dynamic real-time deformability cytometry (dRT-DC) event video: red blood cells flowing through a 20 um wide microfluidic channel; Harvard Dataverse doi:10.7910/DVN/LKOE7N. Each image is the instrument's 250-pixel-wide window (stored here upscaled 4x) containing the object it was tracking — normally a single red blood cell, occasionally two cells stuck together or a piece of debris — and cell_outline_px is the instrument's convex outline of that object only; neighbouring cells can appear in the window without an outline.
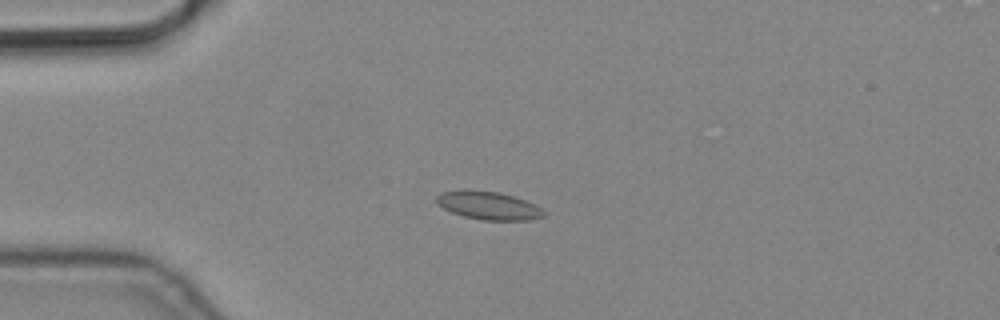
{"species": "common noctule bat (a hibernating species)", "species_latin": "Nyctalus noctula", "temperature_condition": "cold", "stored_images_in_passage": 8, "camera_frame_rate_fps": 3000, "um_per_image_px": 0.085, "animal": {"sex": "male", "body_mass_g": 19.2, "forearm_length_mm": 51.8}, "frame": {"image": 1, "passage_image": 3, "time_ms": 0.667, "image_size_px": [1000, 320], "cell_outline_px": [[544, 216], [528, 220], [484, 220], [464, 216], [452, 212], [444, 208], [436, 200], [436, 196], [440, 192], [464, 188], [496, 192], [512, 196], [536, 204], [544, 212]], "centroid_in_image_um": [41.49, 17.45], "position_along_channel_um": 43.5, "area_um2": 17.51}}
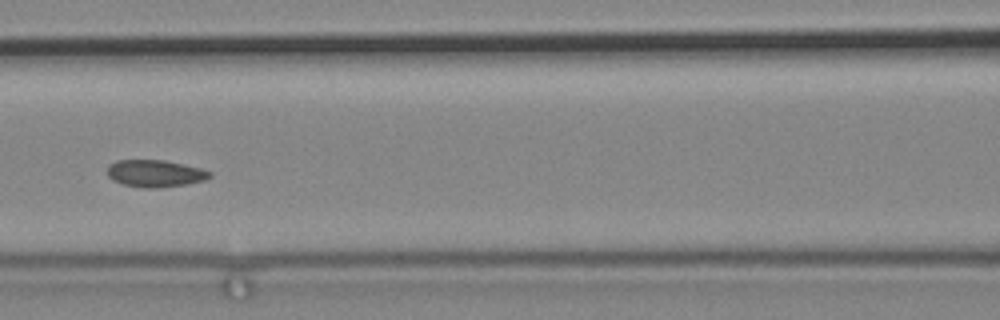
{"frame": {"image": 2, "passage_image": 6, "time_ms": 1.667, "image_size_px": [1000, 320], "cell_outline_px": [[212, 176], [204, 180], [188, 184], [156, 188], [144, 188], [124, 184], [112, 180], [108, 176], [108, 164], [116, 160], [164, 160], [200, 168], [212, 172]], "centroid_in_image_um": [13.18, 14.74], "position_along_channel_um": 153.4, "area_um2": 16.18}}
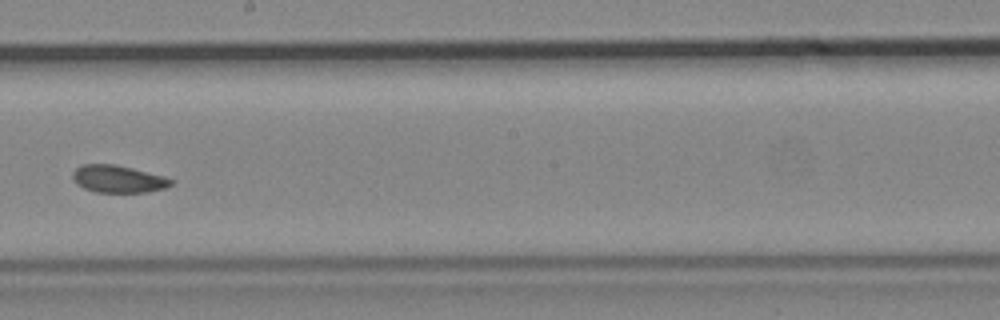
{"frame": {"image": 3, "passage_image": 8, "time_ms": 2.333, "image_size_px": [1000, 320], "cell_outline_px": [[176, 180], [172, 184], [164, 188], [148, 192], [96, 192], [84, 188], [76, 184], [72, 176], [72, 172], [76, 168], [84, 164], [116, 164], [164, 176]], "centroid_in_image_um": [10.05, 15.21], "position_along_channel_um": 238.2, "area_um2": 15.72}}